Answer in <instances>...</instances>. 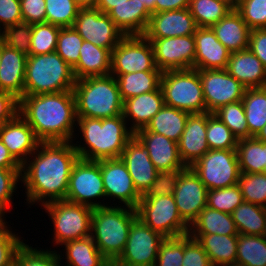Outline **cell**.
Wrapping results in <instances>:
<instances>
[{
	"instance_id": "ba28073f",
	"label": "cell",
	"mask_w": 266,
	"mask_h": 266,
	"mask_svg": "<svg viewBox=\"0 0 266 266\" xmlns=\"http://www.w3.org/2000/svg\"><path fill=\"white\" fill-rule=\"evenodd\" d=\"M43 207L53 221L55 244L91 236L92 208L66 200L49 202Z\"/></svg>"
},
{
	"instance_id": "11e5206c",
	"label": "cell",
	"mask_w": 266,
	"mask_h": 266,
	"mask_svg": "<svg viewBox=\"0 0 266 266\" xmlns=\"http://www.w3.org/2000/svg\"><path fill=\"white\" fill-rule=\"evenodd\" d=\"M231 266H242V265H238V264H233V265H231Z\"/></svg>"
},
{
	"instance_id": "f6af8a7d",
	"label": "cell",
	"mask_w": 266,
	"mask_h": 266,
	"mask_svg": "<svg viewBox=\"0 0 266 266\" xmlns=\"http://www.w3.org/2000/svg\"><path fill=\"white\" fill-rule=\"evenodd\" d=\"M237 184L245 202L266 207V172L241 173Z\"/></svg>"
},
{
	"instance_id": "89a4df30",
	"label": "cell",
	"mask_w": 266,
	"mask_h": 266,
	"mask_svg": "<svg viewBox=\"0 0 266 266\" xmlns=\"http://www.w3.org/2000/svg\"><path fill=\"white\" fill-rule=\"evenodd\" d=\"M223 1L227 2L233 8H236L240 2V0H223Z\"/></svg>"
},
{
	"instance_id": "2644e50d",
	"label": "cell",
	"mask_w": 266,
	"mask_h": 266,
	"mask_svg": "<svg viewBox=\"0 0 266 266\" xmlns=\"http://www.w3.org/2000/svg\"><path fill=\"white\" fill-rule=\"evenodd\" d=\"M108 266H128V265L118 262L117 260H112L109 262Z\"/></svg>"
},
{
	"instance_id": "7a4b0ae2",
	"label": "cell",
	"mask_w": 266,
	"mask_h": 266,
	"mask_svg": "<svg viewBox=\"0 0 266 266\" xmlns=\"http://www.w3.org/2000/svg\"><path fill=\"white\" fill-rule=\"evenodd\" d=\"M19 114L41 142H73L77 122L73 90L24 95Z\"/></svg>"
},
{
	"instance_id": "60d3db41",
	"label": "cell",
	"mask_w": 266,
	"mask_h": 266,
	"mask_svg": "<svg viewBox=\"0 0 266 266\" xmlns=\"http://www.w3.org/2000/svg\"><path fill=\"white\" fill-rule=\"evenodd\" d=\"M206 140L210 150H236L238 139L213 113L207 112Z\"/></svg>"
},
{
	"instance_id": "11a10c76",
	"label": "cell",
	"mask_w": 266,
	"mask_h": 266,
	"mask_svg": "<svg viewBox=\"0 0 266 266\" xmlns=\"http://www.w3.org/2000/svg\"><path fill=\"white\" fill-rule=\"evenodd\" d=\"M181 170L158 172L156 179L142 197L173 195Z\"/></svg>"
},
{
	"instance_id": "52a82bcc",
	"label": "cell",
	"mask_w": 266,
	"mask_h": 266,
	"mask_svg": "<svg viewBox=\"0 0 266 266\" xmlns=\"http://www.w3.org/2000/svg\"><path fill=\"white\" fill-rule=\"evenodd\" d=\"M160 87L164 104L190 114L206 112L199 70L184 69L162 72Z\"/></svg>"
},
{
	"instance_id": "e0dca14e",
	"label": "cell",
	"mask_w": 266,
	"mask_h": 266,
	"mask_svg": "<svg viewBox=\"0 0 266 266\" xmlns=\"http://www.w3.org/2000/svg\"><path fill=\"white\" fill-rule=\"evenodd\" d=\"M208 189L191 167L180 171L173 196L183 221L190 227L207 206Z\"/></svg>"
},
{
	"instance_id": "74e56055",
	"label": "cell",
	"mask_w": 266,
	"mask_h": 266,
	"mask_svg": "<svg viewBox=\"0 0 266 266\" xmlns=\"http://www.w3.org/2000/svg\"><path fill=\"white\" fill-rule=\"evenodd\" d=\"M232 217L239 234L263 235L266 224V207L243 201L233 211Z\"/></svg>"
},
{
	"instance_id": "5bb4252c",
	"label": "cell",
	"mask_w": 266,
	"mask_h": 266,
	"mask_svg": "<svg viewBox=\"0 0 266 266\" xmlns=\"http://www.w3.org/2000/svg\"><path fill=\"white\" fill-rule=\"evenodd\" d=\"M72 27L83 40L110 51L125 37L113 20L96 8H81Z\"/></svg>"
},
{
	"instance_id": "6125c7cd",
	"label": "cell",
	"mask_w": 266,
	"mask_h": 266,
	"mask_svg": "<svg viewBox=\"0 0 266 266\" xmlns=\"http://www.w3.org/2000/svg\"><path fill=\"white\" fill-rule=\"evenodd\" d=\"M190 0H156L155 13L189 8Z\"/></svg>"
},
{
	"instance_id": "d590c367",
	"label": "cell",
	"mask_w": 266,
	"mask_h": 266,
	"mask_svg": "<svg viewBox=\"0 0 266 266\" xmlns=\"http://www.w3.org/2000/svg\"><path fill=\"white\" fill-rule=\"evenodd\" d=\"M236 152L241 173L266 172V142L255 137L239 139Z\"/></svg>"
},
{
	"instance_id": "2e32d148",
	"label": "cell",
	"mask_w": 266,
	"mask_h": 266,
	"mask_svg": "<svg viewBox=\"0 0 266 266\" xmlns=\"http://www.w3.org/2000/svg\"><path fill=\"white\" fill-rule=\"evenodd\" d=\"M147 39L153 46L155 63L161 72L194 69V35Z\"/></svg>"
},
{
	"instance_id": "d6986e66",
	"label": "cell",
	"mask_w": 266,
	"mask_h": 266,
	"mask_svg": "<svg viewBox=\"0 0 266 266\" xmlns=\"http://www.w3.org/2000/svg\"><path fill=\"white\" fill-rule=\"evenodd\" d=\"M134 136L148 151L149 157L159 172L186 168L179 155L178 143L164 135L142 128Z\"/></svg>"
},
{
	"instance_id": "ffe728a7",
	"label": "cell",
	"mask_w": 266,
	"mask_h": 266,
	"mask_svg": "<svg viewBox=\"0 0 266 266\" xmlns=\"http://www.w3.org/2000/svg\"><path fill=\"white\" fill-rule=\"evenodd\" d=\"M132 178L137 192L142 196L150 188L159 172L153 165L148 151L133 136L127 143L120 157Z\"/></svg>"
},
{
	"instance_id": "30bf717a",
	"label": "cell",
	"mask_w": 266,
	"mask_h": 266,
	"mask_svg": "<svg viewBox=\"0 0 266 266\" xmlns=\"http://www.w3.org/2000/svg\"><path fill=\"white\" fill-rule=\"evenodd\" d=\"M191 168L208 190L233 186L241 174L236 150H209Z\"/></svg>"
},
{
	"instance_id": "44dd1931",
	"label": "cell",
	"mask_w": 266,
	"mask_h": 266,
	"mask_svg": "<svg viewBox=\"0 0 266 266\" xmlns=\"http://www.w3.org/2000/svg\"><path fill=\"white\" fill-rule=\"evenodd\" d=\"M0 140L21 166L41 143L33 129L20 114L0 126Z\"/></svg>"
},
{
	"instance_id": "9a60e30c",
	"label": "cell",
	"mask_w": 266,
	"mask_h": 266,
	"mask_svg": "<svg viewBox=\"0 0 266 266\" xmlns=\"http://www.w3.org/2000/svg\"><path fill=\"white\" fill-rule=\"evenodd\" d=\"M206 112L214 113L229 103L241 101L246 87L226 69L199 70Z\"/></svg>"
},
{
	"instance_id": "484cf974",
	"label": "cell",
	"mask_w": 266,
	"mask_h": 266,
	"mask_svg": "<svg viewBox=\"0 0 266 266\" xmlns=\"http://www.w3.org/2000/svg\"><path fill=\"white\" fill-rule=\"evenodd\" d=\"M27 57L5 44L0 58V90L13 94L19 100L24 96Z\"/></svg>"
},
{
	"instance_id": "bcb514c9",
	"label": "cell",
	"mask_w": 266,
	"mask_h": 266,
	"mask_svg": "<svg viewBox=\"0 0 266 266\" xmlns=\"http://www.w3.org/2000/svg\"><path fill=\"white\" fill-rule=\"evenodd\" d=\"M60 257L55 250H37L24 243L15 255L13 266H61Z\"/></svg>"
},
{
	"instance_id": "f1b7e54d",
	"label": "cell",
	"mask_w": 266,
	"mask_h": 266,
	"mask_svg": "<svg viewBox=\"0 0 266 266\" xmlns=\"http://www.w3.org/2000/svg\"><path fill=\"white\" fill-rule=\"evenodd\" d=\"M211 28L218 41L231 53L248 49L251 29L235 8Z\"/></svg>"
},
{
	"instance_id": "f35d334b",
	"label": "cell",
	"mask_w": 266,
	"mask_h": 266,
	"mask_svg": "<svg viewBox=\"0 0 266 266\" xmlns=\"http://www.w3.org/2000/svg\"><path fill=\"white\" fill-rule=\"evenodd\" d=\"M188 9L197 27H212L234 8L223 0H190Z\"/></svg>"
},
{
	"instance_id": "94428289",
	"label": "cell",
	"mask_w": 266,
	"mask_h": 266,
	"mask_svg": "<svg viewBox=\"0 0 266 266\" xmlns=\"http://www.w3.org/2000/svg\"><path fill=\"white\" fill-rule=\"evenodd\" d=\"M248 48L266 68V28L250 30Z\"/></svg>"
},
{
	"instance_id": "f907efd6",
	"label": "cell",
	"mask_w": 266,
	"mask_h": 266,
	"mask_svg": "<svg viewBox=\"0 0 266 266\" xmlns=\"http://www.w3.org/2000/svg\"><path fill=\"white\" fill-rule=\"evenodd\" d=\"M184 260V235L167 237L159 246L154 266H182Z\"/></svg>"
},
{
	"instance_id": "cb8c5ba5",
	"label": "cell",
	"mask_w": 266,
	"mask_h": 266,
	"mask_svg": "<svg viewBox=\"0 0 266 266\" xmlns=\"http://www.w3.org/2000/svg\"><path fill=\"white\" fill-rule=\"evenodd\" d=\"M207 112L189 114L185 129L178 142L179 155L186 167H191L207 151Z\"/></svg>"
},
{
	"instance_id": "7c38bea8",
	"label": "cell",
	"mask_w": 266,
	"mask_h": 266,
	"mask_svg": "<svg viewBox=\"0 0 266 266\" xmlns=\"http://www.w3.org/2000/svg\"><path fill=\"white\" fill-rule=\"evenodd\" d=\"M160 71L151 42L144 35L125 36L111 51L110 74Z\"/></svg>"
},
{
	"instance_id": "e575fe53",
	"label": "cell",
	"mask_w": 266,
	"mask_h": 266,
	"mask_svg": "<svg viewBox=\"0 0 266 266\" xmlns=\"http://www.w3.org/2000/svg\"><path fill=\"white\" fill-rule=\"evenodd\" d=\"M66 266H108L109 261L97 249L91 236L64 243Z\"/></svg>"
},
{
	"instance_id": "8c879c8a",
	"label": "cell",
	"mask_w": 266,
	"mask_h": 266,
	"mask_svg": "<svg viewBox=\"0 0 266 266\" xmlns=\"http://www.w3.org/2000/svg\"><path fill=\"white\" fill-rule=\"evenodd\" d=\"M3 45H4L3 39L0 38V58H1V52H2Z\"/></svg>"
},
{
	"instance_id": "5b68a950",
	"label": "cell",
	"mask_w": 266,
	"mask_h": 266,
	"mask_svg": "<svg viewBox=\"0 0 266 266\" xmlns=\"http://www.w3.org/2000/svg\"><path fill=\"white\" fill-rule=\"evenodd\" d=\"M124 206L108 205L92 212L91 237L109 262L117 260L124 251L129 229L137 218L135 208Z\"/></svg>"
},
{
	"instance_id": "681fc988",
	"label": "cell",
	"mask_w": 266,
	"mask_h": 266,
	"mask_svg": "<svg viewBox=\"0 0 266 266\" xmlns=\"http://www.w3.org/2000/svg\"><path fill=\"white\" fill-rule=\"evenodd\" d=\"M2 30L1 38L6 46L17 50L26 56L30 55L32 24L22 22L8 26Z\"/></svg>"
},
{
	"instance_id": "83f0119b",
	"label": "cell",
	"mask_w": 266,
	"mask_h": 266,
	"mask_svg": "<svg viewBox=\"0 0 266 266\" xmlns=\"http://www.w3.org/2000/svg\"><path fill=\"white\" fill-rule=\"evenodd\" d=\"M107 15L125 36L144 35L151 17L140 0H127L122 5L113 7Z\"/></svg>"
},
{
	"instance_id": "ee69618b",
	"label": "cell",
	"mask_w": 266,
	"mask_h": 266,
	"mask_svg": "<svg viewBox=\"0 0 266 266\" xmlns=\"http://www.w3.org/2000/svg\"><path fill=\"white\" fill-rule=\"evenodd\" d=\"M213 114H215L231 130L238 140L249 138V129L242 101L224 105Z\"/></svg>"
},
{
	"instance_id": "e7e4bbea",
	"label": "cell",
	"mask_w": 266,
	"mask_h": 266,
	"mask_svg": "<svg viewBox=\"0 0 266 266\" xmlns=\"http://www.w3.org/2000/svg\"><path fill=\"white\" fill-rule=\"evenodd\" d=\"M125 1L127 0H98L95 8L107 14L113 7L116 5H122Z\"/></svg>"
},
{
	"instance_id": "4dcf8cb0",
	"label": "cell",
	"mask_w": 266,
	"mask_h": 266,
	"mask_svg": "<svg viewBox=\"0 0 266 266\" xmlns=\"http://www.w3.org/2000/svg\"><path fill=\"white\" fill-rule=\"evenodd\" d=\"M203 247L212 266L236 264L238 235L189 234Z\"/></svg>"
},
{
	"instance_id": "8992f818",
	"label": "cell",
	"mask_w": 266,
	"mask_h": 266,
	"mask_svg": "<svg viewBox=\"0 0 266 266\" xmlns=\"http://www.w3.org/2000/svg\"><path fill=\"white\" fill-rule=\"evenodd\" d=\"M75 81L72 67L56 51L27 57L24 95L73 90Z\"/></svg>"
},
{
	"instance_id": "6da1fadb",
	"label": "cell",
	"mask_w": 266,
	"mask_h": 266,
	"mask_svg": "<svg viewBox=\"0 0 266 266\" xmlns=\"http://www.w3.org/2000/svg\"><path fill=\"white\" fill-rule=\"evenodd\" d=\"M31 156L33 159L28 158L21 172L27 203L40 202L43 206L65 200L72 168L79 159L74 145L71 142H41Z\"/></svg>"
},
{
	"instance_id": "603a6c76",
	"label": "cell",
	"mask_w": 266,
	"mask_h": 266,
	"mask_svg": "<svg viewBox=\"0 0 266 266\" xmlns=\"http://www.w3.org/2000/svg\"><path fill=\"white\" fill-rule=\"evenodd\" d=\"M195 38L194 69H226L230 51L216 38L211 27H197Z\"/></svg>"
},
{
	"instance_id": "a7ac6f4b",
	"label": "cell",
	"mask_w": 266,
	"mask_h": 266,
	"mask_svg": "<svg viewBox=\"0 0 266 266\" xmlns=\"http://www.w3.org/2000/svg\"><path fill=\"white\" fill-rule=\"evenodd\" d=\"M255 138L259 141L266 142V125L258 132Z\"/></svg>"
},
{
	"instance_id": "8fae6325",
	"label": "cell",
	"mask_w": 266,
	"mask_h": 266,
	"mask_svg": "<svg viewBox=\"0 0 266 266\" xmlns=\"http://www.w3.org/2000/svg\"><path fill=\"white\" fill-rule=\"evenodd\" d=\"M102 197L106 196L100 160L88 161L79 158L72 168L65 200L95 209L107 206V204H101L100 201L95 202V198Z\"/></svg>"
},
{
	"instance_id": "d6a6232c",
	"label": "cell",
	"mask_w": 266,
	"mask_h": 266,
	"mask_svg": "<svg viewBox=\"0 0 266 266\" xmlns=\"http://www.w3.org/2000/svg\"><path fill=\"white\" fill-rule=\"evenodd\" d=\"M189 114L186 111L164 105L150 120L145 129L149 132L164 135L178 143L185 129Z\"/></svg>"
},
{
	"instance_id": "1f68e13d",
	"label": "cell",
	"mask_w": 266,
	"mask_h": 266,
	"mask_svg": "<svg viewBox=\"0 0 266 266\" xmlns=\"http://www.w3.org/2000/svg\"><path fill=\"white\" fill-rule=\"evenodd\" d=\"M188 234L238 235L232 214L204 207L189 227Z\"/></svg>"
},
{
	"instance_id": "4fadbf2b",
	"label": "cell",
	"mask_w": 266,
	"mask_h": 266,
	"mask_svg": "<svg viewBox=\"0 0 266 266\" xmlns=\"http://www.w3.org/2000/svg\"><path fill=\"white\" fill-rule=\"evenodd\" d=\"M165 237L138 217L132 222L124 251L117 259L128 266H154Z\"/></svg>"
},
{
	"instance_id": "7bdbcfd3",
	"label": "cell",
	"mask_w": 266,
	"mask_h": 266,
	"mask_svg": "<svg viewBox=\"0 0 266 266\" xmlns=\"http://www.w3.org/2000/svg\"><path fill=\"white\" fill-rule=\"evenodd\" d=\"M46 22L60 28L72 27L81 7L74 0H45Z\"/></svg>"
},
{
	"instance_id": "6f0895ef",
	"label": "cell",
	"mask_w": 266,
	"mask_h": 266,
	"mask_svg": "<svg viewBox=\"0 0 266 266\" xmlns=\"http://www.w3.org/2000/svg\"><path fill=\"white\" fill-rule=\"evenodd\" d=\"M20 3L24 23L46 22L45 0H20Z\"/></svg>"
},
{
	"instance_id": "7402d4cb",
	"label": "cell",
	"mask_w": 266,
	"mask_h": 266,
	"mask_svg": "<svg viewBox=\"0 0 266 266\" xmlns=\"http://www.w3.org/2000/svg\"><path fill=\"white\" fill-rule=\"evenodd\" d=\"M197 25L189 9L162 11L151 14L144 36L170 38L194 35Z\"/></svg>"
},
{
	"instance_id": "91938a15",
	"label": "cell",
	"mask_w": 266,
	"mask_h": 266,
	"mask_svg": "<svg viewBox=\"0 0 266 266\" xmlns=\"http://www.w3.org/2000/svg\"><path fill=\"white\" fill-rule=\"evenodd\" d=\"M19 114V99L0 90V126L13 120Z\"/></svg>"
},
{
	"instance_id": "db71d44e",
	"label": "cell",
	"mask_w": 266,
	"mask_h": 266,
	"mask_svg": "<svg viewBox=\"0 0 266 266\" xmlns=\"http://www.w3.org/2000/svg\"><path fill=\"white\" fill-rule=\"evenodd\" d=\"M7 227L5 221L0 224V266H13L16 253L24 244L20 237Z\"/></svg>"
},
{
	"instance_id": "9f6ffc18",
	"label": "cell",
	"mask_w": 266,
	"mask_h": 266,
	"mask_svg": "<svg viewBox=\"0 0 266 266\" xmlns=\"http://www.w3.org/2000/svg\"><path fill=\"white\" fill-rule=\"evenodd\" d=\"M182 266H212L203 247L189 234L184 235V260Z\"/></svg>"
},
{
	"instance_id": "34e18365",
	"label": "cell",
	"mask_w": 266,
	"mask_h": 266,
	"mask_svg": "<svg viewBox=\"0 0 266 266\" xmlns=\"http://www.w3.org/2000/svg\"><path fill=\"white\" fill-rule=\"evenodd\" d=\"M3 218H5V217H2V216L0 215V224L4 221Z\"/></svg>"
},
{
	"instance_id": "f546056e",
	"label": "cell",
	"mask_w": 266,
	"mask_h": 266,
	"mask_svg": "<svg viewBox=\"0 0 266 266\" xmlns=\"http://www.w3.org/2000/svg\"><path fill=\"white\" fill-rule=\"evenodd\" d=\"M72 70L76 80L109 75L111 72V51L83 40L79 61Z\"/></svg>"
},
{
	"instance_id": "03108f58",
	"label": "cell",
	"mask_w": 266,
	"mask_h": 266,
	"mask_svg": "<svg viewBox=\"0 0 266 266\" xmlns=\"http://www.w3.org/2000/svg\"><path fill=\"white\" fill-rule=\"evenodd\" d=\"M81 8H95L98 0H74Z\"/></svg>"
},
{
	"instance_id": "9c48e42d",
	"label": "cell",
	"mask_w": 266,
	"mask_h": 266,
	"mask_svg": "<svg viewBox=\"0 0 266 266\" xmlns=\"http://www.w3.org/2000/svg\"><path fill=\"white\" fill-rule=\"evenodd\" d=\"M135 209L143 223L165 238L189 233V226L179 215L173 195L141 197Z\"/></svg>"
},
{
	"instance_id": "753ad0ef",
	"label": "cell",
	"mask_w": 266,
	"mask_h": 266,
	"mask_svg": "<svg viewBox=\"0 0 266 266\" xmlns=\"http://www.w3.org/2000/svg\"><path fill=\"white\" fill-rule=\"evenodd\" d=\"M262 237H263V238L265 239V241H266V224H265V228H264V232H263Z\"/></svg>"
},
{
	"instance_id": "d4e9b609",
	"label": "cell",
	"mask_w": 266,
	"mask_h": 266,
	"mask_svg": "<svg viewBox=\"0 0 266 266\" xmlns=\"http://www.w3.org/2000/svg\"><path fill=\"white\" fill-rule=\"evenodd\" d=\"M164 105L163 92L159 86L155 91L124 100L122 115L126 121L132 120L130 129L135 133L145 128Z\"/></svg>"
},
{
	"instance_id": "7dc6e473",
	"label": "cell",
	"mask_w": 266,
	"mask_h": 266,
	"mask_svg": "<svg viewBox=\"0 0 266 266\" xmlns=\"http://www.w3.org/2000/svg\"><path fill=\"white\" fill-rule=\"evenodd\" d=\"M243 201L238 184L226 188L208 190L207 193V207L228 214H232Z\"/></svg>"
},
{
	"instance_id": "ac0fdd59",
	"label": "cell",
	"mask_w": 266,
	"mask_h": 266,
	"mask_svg": "<svg viewBox=\"0 0 266 266\" xmlns=\"http://www.w3.org/2000/svg\"><path fill=\"white\" fill-rule=\"evenodd\" d=\"M101 174L106 197L117 198L126 207L136 208L141 195L134 187L132 178L121 158L100 160Z\"/></svg>"
},
{
	"instance_id": "3957f363",
	"label": "cell",
	"mask_w": 266,
	"mask_h": 266,
	"mask_svg": "<svg viewBox=\"0 0 266 266\" xmlns=\"http://www.w3.org/2000/svg\"><path fill=\"white\" fill-rule=\"evenodd\" d=\"M76 123L87 147L73 145L79 158L88 161L120 158L126 143L134 136L123 115L102 119L77 117Z\"/></svg>"
},
{
	"instance_id": "277c9868",
	"label": "cell",
	"mask_w": 266,
	"mask_h": 266,
	"mask_svg": "<svg viewBox=\"0 0 266 266\" xmlns=\"http://www.w3.org/2000/svg\"><path fill=\"white\" fill-rule=\"evenodd\" d=\"M73 93L77 117L102 119L122 115L123 100L111 74L76 80Z\"/></svg>"
},
{
	"instance_id": "b9f144b4",
	"label": "cell",
	"mask_w": 266,
	"mask_h": 266,
	"mask_svg": "<svg viewBox=\"0 0 266 266\" xmlns=\"http://www.w3.org/2000/svg\"><path fill=\"white\" fill-rule=\"evenodd\" d=\"M60 27L51 23L32 24L30 55H42L56 51Z\"/></svg>"
},
{
	"instance_id": "8d00e7d4",
	"label": "cell",
	"mask_w": 266,
	"mask_h": 266,
	"mask_svg": "<svg viewBox=\"0 0 266 266\" xmlns=\"http://www.w3.org/2000/svg\"><path fill=\"white\" fill-rule=\"evenodd\" d=\"M249 138L255 137L266 125V87L246 88L242 98Z\"/></svg>"
},
{
	"instance_id": "680465c9",
	"label": "cell",
	"mask_w": 266,
	"mask_h": 266,
	"mask_svg": "<svg viewBox=\"0 0 266 266\" xmlns=\"http://www.w3.org/2000/svg\"><path fill=\"white\" fill-rule=\"evenodd\" d=\"M22 22L20 0H0V29Z\"/></svg>"
},
{
	"instance_id": "be15d7a7",
	"label": "cell",
	"mask_w": 266,
	"mask_h": 266,
	"mask_svg": "<svg viewBox=\"0 0 266 266\" xmlns=\"http://www.w3.org/2000/svg\"><path fill=\"white\" fill-rule=\"evenodd\" d=\"M0 168H22L0 140Z\"/></svg>"
},
{
	"instance_id": "816d5d0a",
	"label": "cell",
	"mask_w": 266,
	"mask_h": 266,
	"mask_svg": "<svg viewBox=\"0 0 266 266\" xmlns=\"http://www.w3.org/2000/svg\"><path fill=\"white\" fill-rule=\"evenodd\" d=\"M235 9L250 29L266 28V0H240Z\"/></svg>"
},
{
	"instance_id": "003e7915",
	"label": "cell",
	"mask_w": 266,
	"mask_h": 266,
	"mask_svg": "<svg viewBox=\"0 0 266 266\" xmlns=\"http://www.w3.org/2000/svg\"><path fill=\"white\" fill-rule=\"evenodd\" d=\"M142 3L145 4L146 9L151 13H155V3L156 0H140Z\"/></svg>"
},
{
	"instance_id": "c3c4849f",
	"label": "cell",
	"mask_w": 266,
	"mask_h": 266,
	"mask_svg": "<svg viewBox=\"0 0 266 266\" xmlns=\"http://www.w3.org/2000/svg\"><path fill=\"white\" fill-rule=\"evenodd\" d=\"M82 43L83 38L73 27L60 28L56 52L73 68L79 61Z\"/></svg>"
},
{
	"instance_id": "4316f807",
	"label": "cell",
	"mask_w": 266,
	"mask_h": 266,
	"mask_svg": "<svg viewBox=\"0 0 266 266\" xmlns=\"http://www.w3.org/2000/svg\"><path fill=\"white\" fill-rule=\"evenodd\" d=\"M226 70L246 88L266 87V68L249 48L230 53Z\"/></svg>"
},
{
	"instance_id": "ab89813d",
	"label": "cell",
	"mask_w": 266,
	"mask_h": 266,
	"mask_svg": "<svg viewBox=\"0 0 266 266\" xmlns=\"http://www.w3.org/2000/svg\"><path fill=\"white\" fill-rule=\"evenodd\" d=\"M236 264L266 266V241L259 235L238 234Z\"/></svg>"
},
{
	"instance_id": "f5cc1de1",
	"label": "cell",
	"mask_w": 266,
	"mask_h": 266,
	"mask_svg": "<svg viewBox=\"0 0 266 266\" xmlns=\"http://www.w3.org/2000/svg\"><path fill=\"white\" fill-rule=\"evenodd\" d=\"M22 168H0V215L3 217L11 206V198L21 181Z\"/></svg>"
},
{
	"instance_id": "836d02e7",
	"label": "cell",
	"mask_w": 266,
	"mask_h": 266,
	"mask_svg": "<svg viewBox=\"0 0 266 266\" xmlns=\"http://www.w3.org/2000/svg\"><path fill=\"white\" fill-rule=\"evenodd\" d=\"M116 78L122 100L155 91L160 86L161 71L111 74Z\"/></svg>"
}]
</instances>
